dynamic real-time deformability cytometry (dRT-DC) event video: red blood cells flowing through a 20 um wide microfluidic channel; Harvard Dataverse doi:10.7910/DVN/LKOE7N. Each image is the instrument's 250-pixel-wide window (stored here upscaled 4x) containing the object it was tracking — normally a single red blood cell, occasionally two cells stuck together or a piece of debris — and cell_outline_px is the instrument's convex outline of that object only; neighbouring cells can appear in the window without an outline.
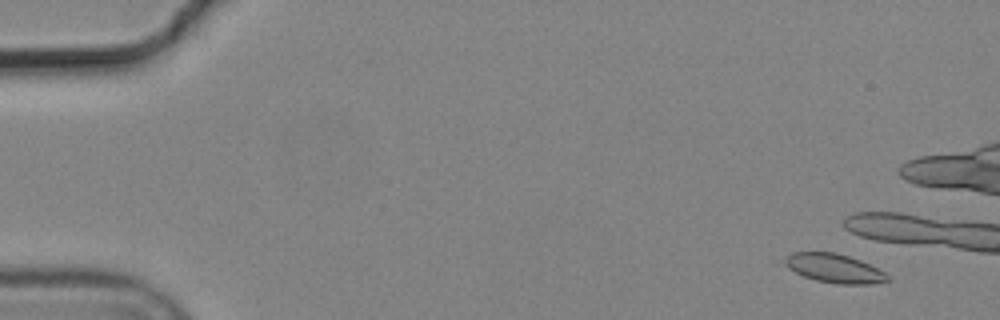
{"species": "common noctule bat (a hibernating species)", "species_latin": "Nyctalus noctula", "temperature_condition": "cold", "stored_images_in_passage": 3, "camera_frame_rate_fps": 3000, "um_per_image_px": 0.085, "animal": {"sex": "male", "body_mass_g": 19.2, "forearm_length_mm": 51.8}, "frame": {"image": 1, "passage_image": 2, "time_ms": 0.333, "image_size_px": [1000, 320], "cell_outline_px": [[888, 280], [872, 284], [836, 284], [816, 280], [804, 276], [788, 268], [784, 264], [784, 260], [792, 252], [836, 252], [860, 260], [884, 272], [888, 276]], "centroid_in_image_um": [70.89, 22.8], "position_along_channel_um": 14.1, "area_um2": 17.11}}